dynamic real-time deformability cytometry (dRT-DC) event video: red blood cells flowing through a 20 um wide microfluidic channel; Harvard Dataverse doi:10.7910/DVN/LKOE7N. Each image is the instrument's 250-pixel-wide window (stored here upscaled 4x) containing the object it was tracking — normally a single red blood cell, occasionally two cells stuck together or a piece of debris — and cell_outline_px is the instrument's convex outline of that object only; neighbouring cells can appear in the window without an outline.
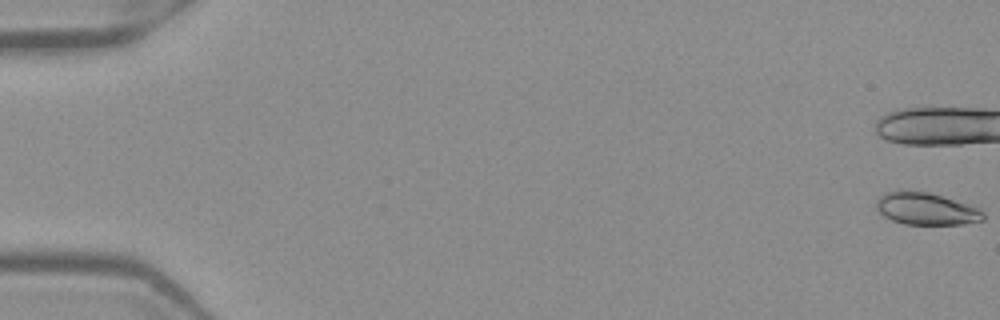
{"species": "Egyptian fruit bat (a non-hibernating species)", "species_latin": "Rousettus aegyptiacus", "temperature_condition": "warm", "stored_images_in_passage": 18, "camera_frame_rate_fps": 3000, "um_per_image_px": 0.085, "frame": {"image": 1, "passage_image": 1, "time_ms": 0.0, "image_size_px": [1000, 320], "cell_outline_px": [[984, 220], [964, 224], [904, 224], [892, 220], [884, 216], [876, 208], [876, 200], [880, 196], [888, 192], [900, 188], [908, 188], [928, 192], [968, 204], [980, 208], [984, 212]], "centroid_in_image_um": [78.7, 17.72], "position_along_channel_um": 6.3, "area_um2": 20.4}}